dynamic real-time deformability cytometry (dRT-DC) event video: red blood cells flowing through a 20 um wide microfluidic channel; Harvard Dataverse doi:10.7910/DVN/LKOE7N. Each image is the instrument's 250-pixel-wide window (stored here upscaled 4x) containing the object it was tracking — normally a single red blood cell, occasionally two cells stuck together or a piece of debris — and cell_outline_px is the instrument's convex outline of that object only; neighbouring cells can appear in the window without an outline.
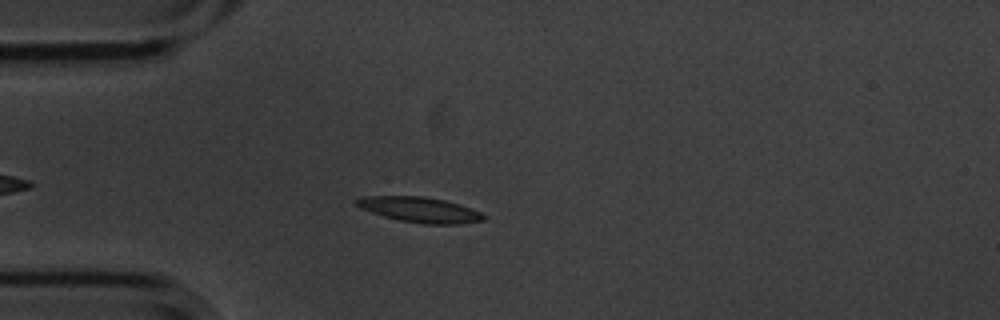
{"species": "common noctule bat (a hibernating species)", "species_latin": "Nyctalus noctula", "temperature_condition": "cold", "stored_images_in_passage": 49, "camera_frame_rate_fps": 3000, "um_per_image_px": 0.085, "animal": {"sex": "male", "body_mass_g": 20.1, "forearm_length_mm": 53.5}, "frame": {"image": 1, "passage_image": 8, "time_ms": 2.333, "image_size_px": [1000, 320], "cell_outline_px": [[484, 220], [460, 224], [424, 224], [400, 220], [384, 216], [360, 208], [352, 204], [352, 200], [364, 196], [424, 196], [444, 200], [460, 204], [472, 208], [480, 212], [484, 216]], "centroid_in_image_um": [35.64, 17.81], "position_along_channel_um": 49.4, "area_um2": 18.84}}
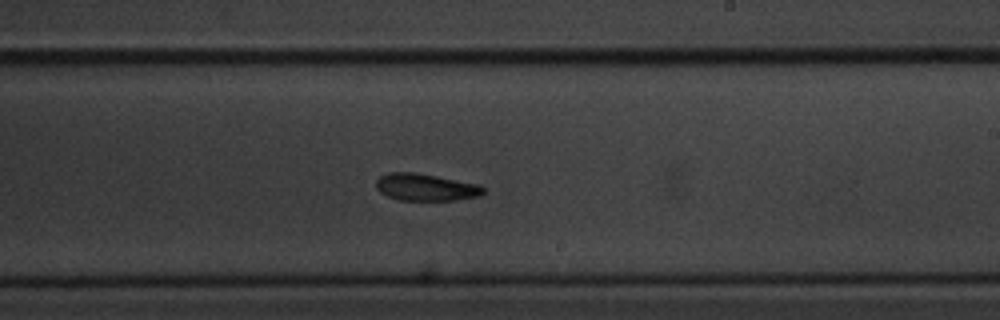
{"frame": {"image": 2, "passage_image": 26, "time_ms": 8.333, "image_size_px": [1000, 320], "cell_outline_px": [[484, 192], [480, 196], [456, 200], [400, 200], [388, 196], [380, 192], [376, 188], [376, 180], [380, 176], [388, 172], [412, 172], [436, 176], [480, 184], [484, 188]], "centroid_in_image_um": [36.19, 15.91], "position_along_channel_um": 252.8, "area_um2": 16.94}}
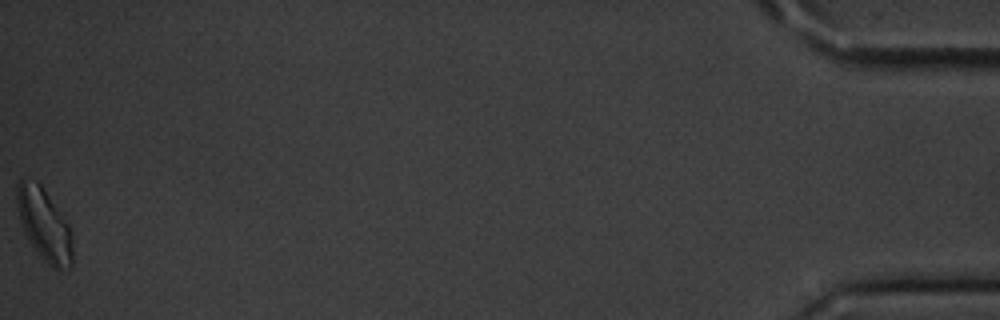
{"frame": {"image": 3, "passage_image": 49, "time_ms": 16.0, "image_size_px": [1000, 320], "cell_outline_px": [[72, 268], [52, 268], [44, 260], [28, 240], [24, 232], [16, 200], [16, 184], [24, 176], [36, 180], [40, 184], [68, 224], [72, 240]], "centroid_in_image_um": [3.74, 19.06], "position_along_channel_um": 431.5, "area_um2": 23.12}, "authors_computed_cell_mechanics": {"area_um2": 17.9758, "velocity_mm_per_s": 3.5857, "shape_relaxation_time_tau1_ms": 2.2849, "shape_relaxation_time_tau2_ms": null, "deformation_change_tau1": 0.1085, "deformation_change_tau2": null}}